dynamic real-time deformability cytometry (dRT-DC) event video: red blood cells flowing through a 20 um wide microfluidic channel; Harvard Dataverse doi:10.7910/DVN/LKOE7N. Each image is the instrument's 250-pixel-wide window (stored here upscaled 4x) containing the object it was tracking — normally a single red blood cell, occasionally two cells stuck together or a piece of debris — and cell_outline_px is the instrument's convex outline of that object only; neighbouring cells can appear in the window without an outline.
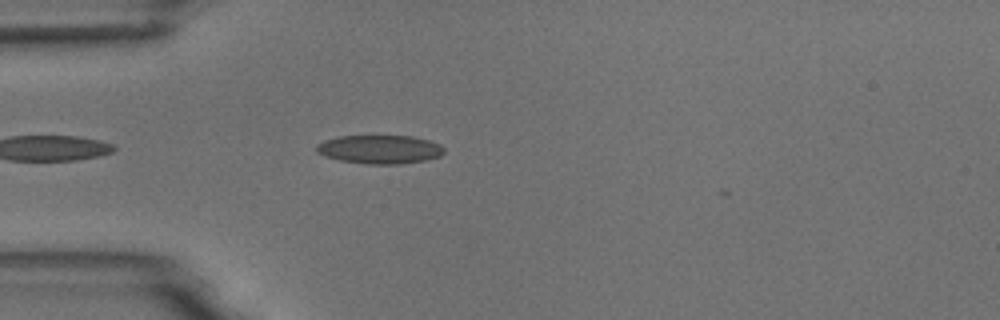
{"species": "common noctule bat (a hibernating species)", "species_latin": "Nyctalus noctula", "temperature_condition": "room temperature", "stored_images_in_passage": 1, "camera_frame_rate_fps": 3000, "um_per_image_px": 0.085, "animal": {"sex": "male", "body_mass_g": 18.8}, "frame": {"image": 1, "passage_image": 1, "time_ms": 0.0, "image_size_px": [1000, 320], "cell_outline_px": [[444, 152], [440, 156], [428, 160], [400, 164], [368, 164], [340, 160], [324, 156], [316, 152], [316, 144], [324, 140], [340, 136], [412, 136], [428, 140], [440, 144], [444, 148]], "centroid_in_image_um": [32.28, 12.7], "position_along_channel_um": 52.7, "area_um2": 21.39}}